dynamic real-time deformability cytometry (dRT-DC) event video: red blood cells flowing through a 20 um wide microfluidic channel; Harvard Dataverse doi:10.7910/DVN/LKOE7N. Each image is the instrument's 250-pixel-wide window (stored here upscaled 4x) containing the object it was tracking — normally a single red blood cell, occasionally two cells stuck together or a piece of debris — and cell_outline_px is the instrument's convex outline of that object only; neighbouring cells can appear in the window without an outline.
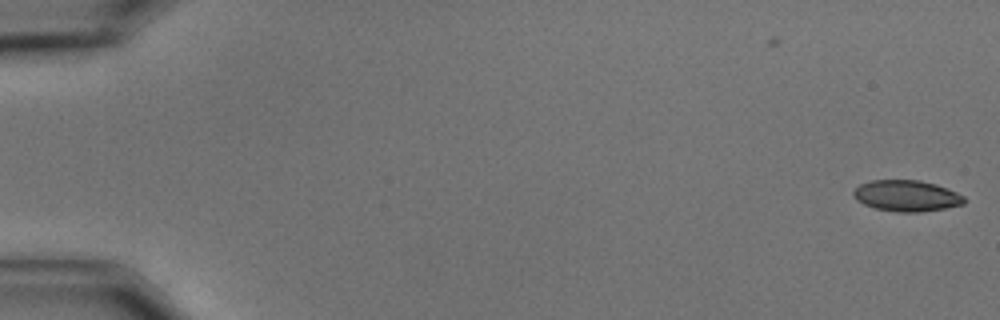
{"species": "common noctule bat (a hibernating species)", "species_latin": "Nyctalus noctula", "temperature_condition": "cold", "stored_images_in_passage": 6, "camera_frame_rate_fps": 3000, "um_per_image_px": 0.085, "animal": {"sex": "male", "body_mass_g": 15.6}, "frame": {"image": 1, "passage_image": 6, "time_ms": 1.667, "image_size_px": [1000, 320], "cell_outline_px": [[964, 204], [944, 208], [920, 212], [896, 212], [876, 208], [864, 204], [856, 200], [852, 192], [860, 184], [872, 180], [920, 180], [936, 184], [956, 192], [964, 196]], "centroid_in_image_um": [77.05, 16.64], "position_along_channel_um": 8.0, "area_um2": 20.0}}